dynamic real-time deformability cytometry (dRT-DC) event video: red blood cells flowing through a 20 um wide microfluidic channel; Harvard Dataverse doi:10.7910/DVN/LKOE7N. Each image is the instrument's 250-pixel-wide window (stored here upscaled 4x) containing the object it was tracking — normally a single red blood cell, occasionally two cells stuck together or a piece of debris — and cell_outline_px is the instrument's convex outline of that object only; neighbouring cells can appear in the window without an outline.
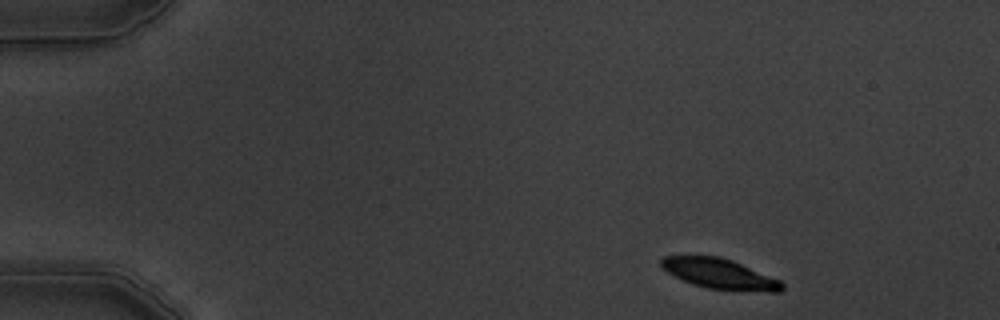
{"species": "common noctule bat (a hibernating species)", "species_latin": "Nyctalus noctula", "temperature_condition": "warm", "stored_images_in_passage": 7, "camera_frame_rate_fps": 3000, "um_per_image_px": 0.085, "animal": {"sex": "male", "body_mass_g": 19.5, "forearm_length_mm": 54.6}, "frame": {"image": 1, "passage_image": 1, "time_ms": 0.0, "image_size_px": [1000, 320], "cell_outline_px": [[784, 288], [780, 292], [768, 292], [708, 288], [692, 284], [660, 268], [660, 260], [664, 256], [720, 256], [732, 260], [780, 280], [784, 284]], "centroid_in_image_um": [61.18, 23.27], "position_along_channel_um": 23.8, "area_um2": 21.1}}
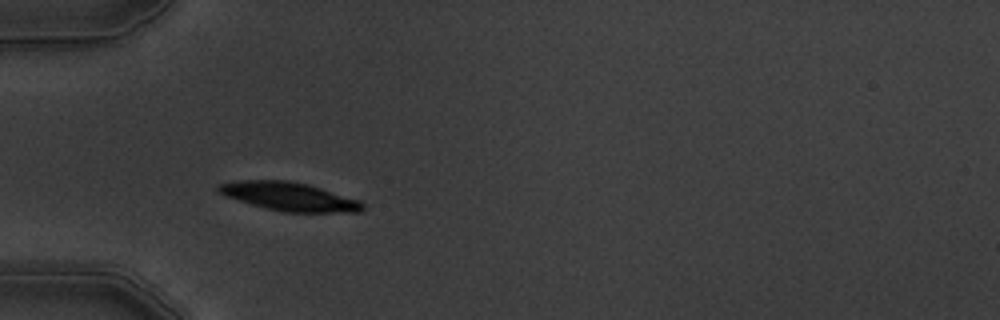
{"frame": {"image": 2, "passage_image": 4, "time_ms": 3.333, "image_size_px": [1000, 320], "cell_outline_px": [[364, 208], [360, 212], [284, 212], [252, 204], [224, 196], [216, 192], [216, 184], [236, 180], [288, 180], [308, 184], [360, 200], [364, 204]], "centroid_in_image_um": [24.54, 16.69], "position_along_channel_um": 60.5, "area_um2": 24.04}}